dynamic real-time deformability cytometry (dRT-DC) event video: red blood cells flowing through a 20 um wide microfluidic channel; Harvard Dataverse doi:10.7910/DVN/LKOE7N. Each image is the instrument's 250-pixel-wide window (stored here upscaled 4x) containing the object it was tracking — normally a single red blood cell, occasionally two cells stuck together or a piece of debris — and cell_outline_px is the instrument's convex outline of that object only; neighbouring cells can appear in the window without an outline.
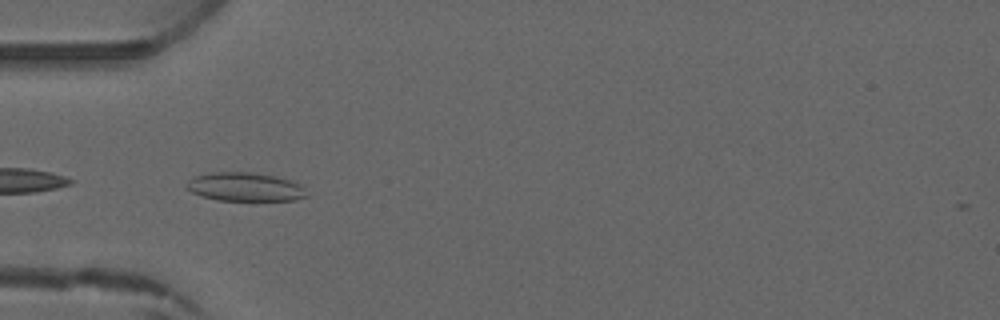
{"species": "common noctule bat (a hibernating species)", "species_latin": "Nyctalus noctula", "temperature_condition": "warm", "stored_images_in_passage": 4, "camera_frame_rate_fps": 3000, "um_per_image_px": 0.085, "animal": {"sex": "male", "forearm_length_mm": 52.5}, "frame": {"image": 1, "passage_image": 3, "time_ms": 3.333, "image_size_px": [1000, 320], "cell_outline_px": [[308, 196], [296, 200], [216, 200], [200, 196], [192, 192], [184, 184], [192, 176], [212, 172], [248, 172], [272, 176], [292, 180], [300, 184], [304, 188]], "centroid_in_image_um": [20.8, 15.89], "position_along_channel_um": 64.2, "area_um2": 20.11}}
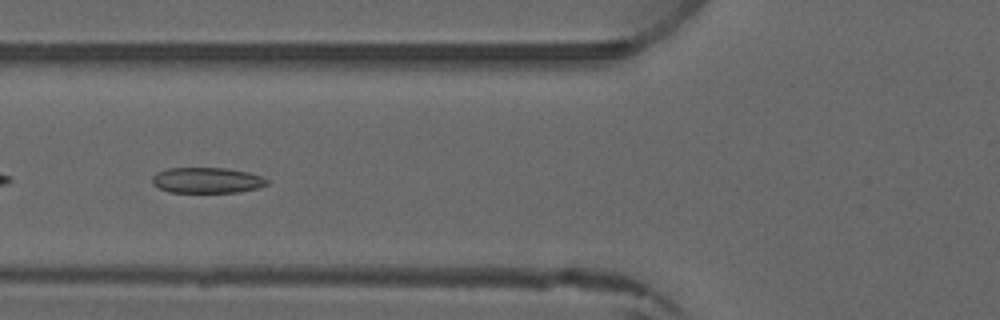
{"frame": {"image": 2, "passage_image": 4, "time_ms": 4.333, "image_size_px": [1000, 320], "cell_outline_px": [[268, 184], [256, 188], [240, 192], [168, 192], [152, 184], [152, 176], [156, 172], [168, 168], [228, 168], [248, 172], [260, 176], [268, 180]], "centroid_in_image_um": [17.56, 15.32], "position_along_channel_um": 108.2, "area_um2": 17.17}}